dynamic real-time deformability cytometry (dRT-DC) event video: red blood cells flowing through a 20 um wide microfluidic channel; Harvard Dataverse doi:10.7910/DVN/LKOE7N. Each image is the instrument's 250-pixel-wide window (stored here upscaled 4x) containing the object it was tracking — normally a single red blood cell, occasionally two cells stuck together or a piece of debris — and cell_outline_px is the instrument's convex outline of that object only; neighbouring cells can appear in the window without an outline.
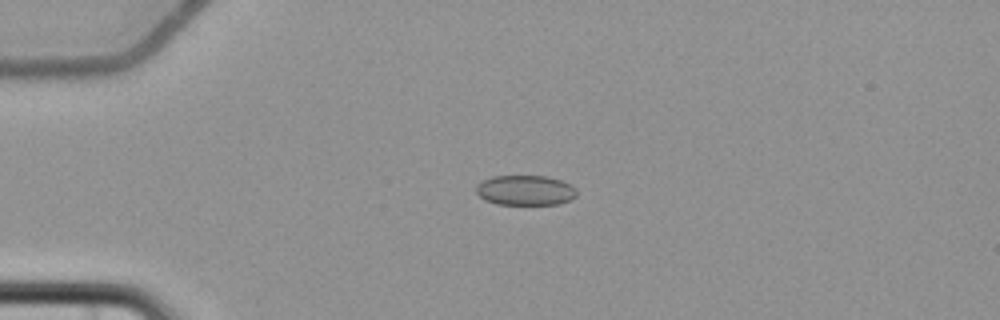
{"species": "common noctule bat (a hibernating species)", "species_latin": "Nyctalus noctula", "temperature_condition": "cold", "stored_images_in_passage": 3, "camera_frame_rate_fps": 3000, "um_per_image_px": 0.085, "animal": {"sex": "female", "body_mass_g": 22.7, "forearm_length_mm": 54.2}, "frame": {"image": 1, "passage_image": 2, "time_ms": 1.333, "image_size_px": [1000, 320], "cell_outline_px": [[576, 196], [572, 200], [560, 204], [496, 204], [484, 200], [476, 192], [476, 184], [492, 176], [548, 176], [572, 184], [576, 188]], "centroid_in_image_um": [44.68, 16.17], "position_along_channel_um": 40.3, "area_um2": 17.8}}